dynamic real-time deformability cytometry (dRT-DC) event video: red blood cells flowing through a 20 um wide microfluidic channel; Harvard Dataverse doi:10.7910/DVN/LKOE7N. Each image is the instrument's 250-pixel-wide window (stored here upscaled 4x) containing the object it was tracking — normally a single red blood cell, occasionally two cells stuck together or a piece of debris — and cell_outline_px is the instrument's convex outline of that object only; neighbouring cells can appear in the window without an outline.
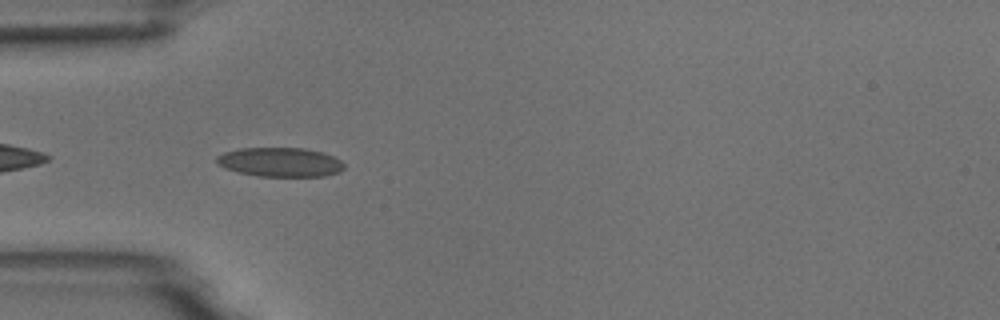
{"species": "common noctule bat (a hibernating species)", "species_latin": "Nyctalus noctula", "temperature_condition": "room temperature", "stored_images_in_passage": 4, "camera_frame_rate_fps": 3000, "um_per_image_px": 0.085, "animal": {"sex": "male", "body_mass_g": 18.8}, "frame": {"image": 1, "passage_image": 3, "time_ms": 3.333, "image_size_px": [1000, 320], "cell_outline_px": [[344, 168], [340, 172], [324, 176], [256, 176], [224, 168], [216, 164], [216, 156], [224, 152], [240, 148], [304, 148], [324, 152], [340, 160], [344, 164]], "centroid_in_image_um": [23.8, 13.78], "position_along_channel_um": 61.2, "area_um2": 21.79}}